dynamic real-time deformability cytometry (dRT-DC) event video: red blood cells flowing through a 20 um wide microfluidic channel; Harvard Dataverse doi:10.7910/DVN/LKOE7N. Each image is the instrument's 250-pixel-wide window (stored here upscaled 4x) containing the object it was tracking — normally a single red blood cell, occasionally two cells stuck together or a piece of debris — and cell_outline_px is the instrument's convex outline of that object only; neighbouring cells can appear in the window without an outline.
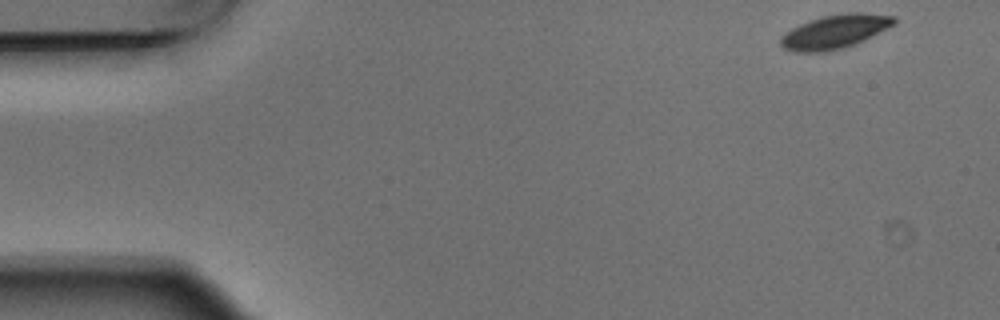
{"species": "Egyptian fruit bat (a non-hibernating species)", "species_latin": "Rousettus aegyptiacus", "temperature_condition": "warm", "stored_images_in_passage": 4, "camera_frame_rate_fps": 3000, "um_per_image_px": 0.085, "animal": {"sex": "male"}, "frame": {"image": 1, "passage_image": 1, "time_ms": 0.0, "image_size_px": [1000, 320], "cell_outline_px": [[896, 24], [852, 44], [840, 48], [824, 52], [792, 52], [784, 48], [780, 44], [780, 36], [792, 28], [800, 24], [824, 16], [848, 12], [860, 12], [896, 16]], "centroid_in_image_um": [70.94, 2.68], "position_along_channel_um": 14.1, "area_um2": 21.96}}
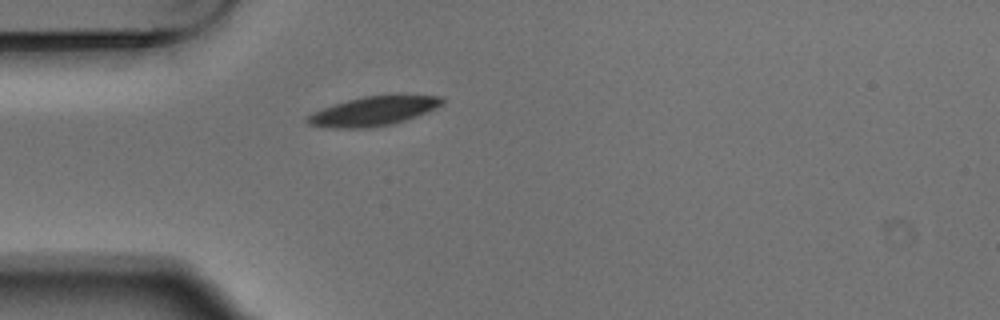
{"frame": {"image": 2, "passage_image": 4, "time_ms": 1.0, "image_size_px": [1000, 320], "cell_outline_px": [[444, 100], [436, 108], [428, 112], [392, 124], [368, 128], [328, 128], [308, 124], [304, 116], [312, 112], [332, 104], [364, 96], [396, 92], [444, 96]], "centroid_in_image_um": [31.77, 9.39], "position_along_channel_um": 53.2, "area_um2": 23.93}}